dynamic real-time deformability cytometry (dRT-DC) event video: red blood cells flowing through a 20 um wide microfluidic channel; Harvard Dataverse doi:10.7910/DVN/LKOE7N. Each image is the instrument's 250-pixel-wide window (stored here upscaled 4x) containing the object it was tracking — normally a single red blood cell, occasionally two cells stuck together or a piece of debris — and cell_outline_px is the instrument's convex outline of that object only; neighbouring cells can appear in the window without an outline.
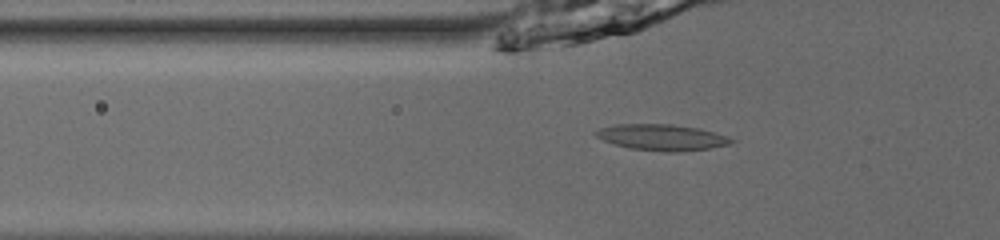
{"species": "common noctule bat (a hibernating species)", "species_latin": "Nyctalus noctula", "temperature_condition": "room temperature", "stored_images_in_passage": 50, "camera_frame_rate_fps": 3000, "um_per_image_px": 0.085, "animal": {"sex": "male", "body_mass_g": 13.0, "forearm_length_mm": 53.1}, "frame": {"image": 1, "passage_image": 17, "time_ms": 5.333, "image_size_px": [1000, 240], "cell_outline_px": [[736, 140], [728, 144], [708, 148], [680, 152], [668, 152], [628, 148], [604, 140], [596, 136], [592, 132], [600, 128], [616, 124], [672, 124], [700, 128], [728, 136]], "centroid_in_image_um": [56.26, 11.67], "position_along_channel_um": 69.5, "area_um2": 20.58}}
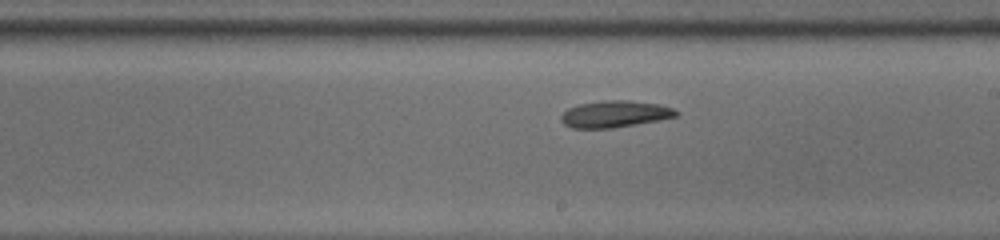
{"frame": {"image": 2, "passage_image": 30, "time_ms": 9.667, "image_size_px": [1000, 240], "cell_outline_px": [[680, 116], [636, 124], [612, 128], [572, 128], [564, 124], [560, 120], [560, 116], [568, 108], [580, 104], [600, 100], [628, 100], [660, 104], [672, 108], [680, 112]], "centroid_in_image_um": [52.28, 9.69], "position_along_channel_um": 236.7, "area_um2": 18.03}}
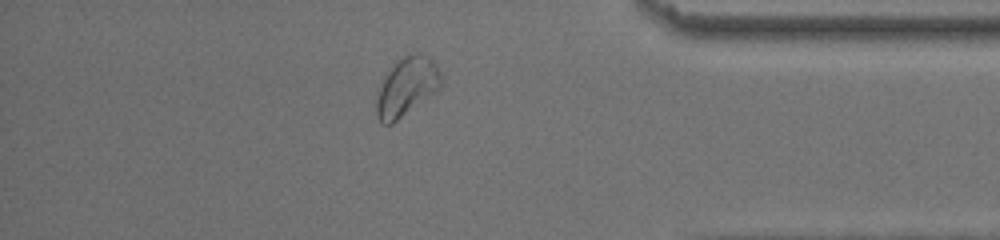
{"frame": {"image": 3, "passage_image": 44, "time_ms": 14.333, "image_size_px": [1000, 240], "cell_outline_px": [[444, 84], [436, 92], [392, 124], [380, 124], [376, 116], [376, 92], [384, 76], [396, 60], [404, 56], [416, 52], [420, 52], [428, 56], [436, 64], [444, 80]], "centroid_in_image_um": [34.57, 7.37], "position_along_channel_um": 400.6, "area_um2": 22.6}, "authors_computed_cell_mechanics": {"area_um2": 19.3341, "velocity_mm_per_s": 3.8755, "shape_relaxation_time_tau1_ms": 2.6637, "shape_relaxation_time_tau2_ms": 9.3329, "deformation_change_tau1": 0.0826, "deformation_change_tau2": 0.1146}}